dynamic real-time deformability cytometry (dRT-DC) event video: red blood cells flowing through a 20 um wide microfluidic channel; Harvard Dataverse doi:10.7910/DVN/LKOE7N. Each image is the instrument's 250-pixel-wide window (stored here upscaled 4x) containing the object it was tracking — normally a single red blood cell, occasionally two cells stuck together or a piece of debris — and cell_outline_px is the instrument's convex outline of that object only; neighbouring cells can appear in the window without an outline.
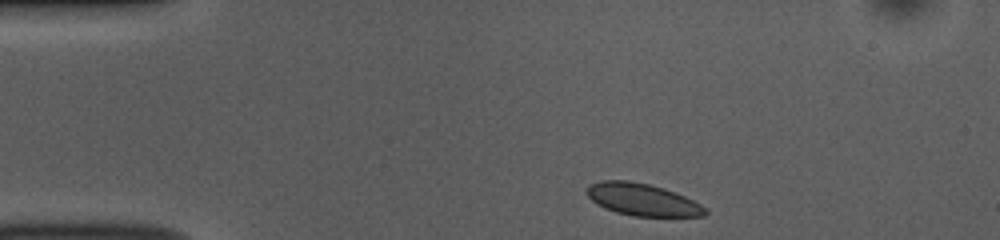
{"species": "common noctule bat (a hibernating species)", "species_latin": "Nyctalus noctula", "temperature_condition": "room temperature", "stored_images_in_passage": 44, "camera_frame_rate_fps": 3000, "um_per_image_px": 0.085, "animal": {"sex": "female", "body_mass_g": 10.0, "forearm_length_mm": 53.1}, "frame": {"image": 1, "passage_image": 1, "time_ms": 0.0, "image_size_px": [1000, 240], "cell_outline_px": [[708, 212], [704, 216], [632, 216], [616, 212], [604, 208], [596, 204], [588, 196], [588, 184], [600, 180], [628, 180], [648, 184], [664, 188], [684, 196], [700, 204]], "centroid_in_image_um": [54.57, 16.96], "position_along_channel_um": 30.4, "area_um2": 22.08}}
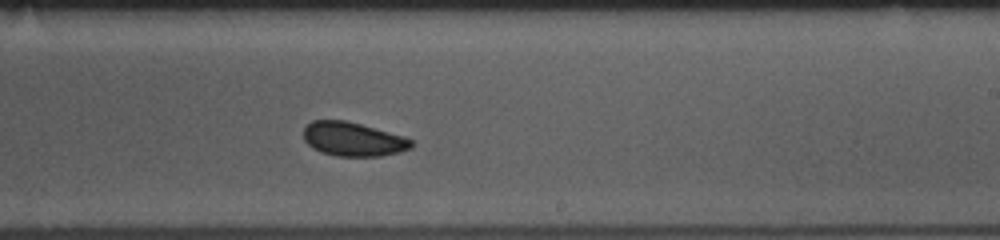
{"frame": {"image": 2, "passage_image": 23, "time_ms": 7.333, "image_size_px": [1000, 240], "cell_outline_px": [[412, 148], [400, 152], [380, 156], [336, 156], [320, 152], [312, 148], [304, 140], [304, 128], [312, 120], [344, 120], [360, 124], [404, 136], [412, 140]], "centroid_in_image_um": [30.0, 11.84], "position_along_channel_um": 259.0, "area_um2": 21.33}}
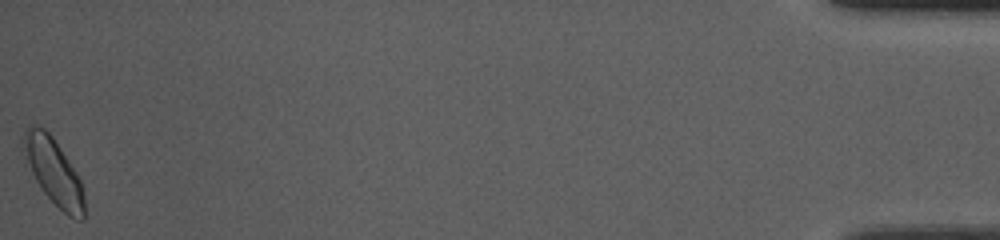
{"frame": {"image": 3, "passage_image": 44, "time_ms": 14.333, "image_size_px": [1000, 240], "cell_outline_px": [[84, 220], [76, 220], [68, 216], [44, 192], [36, 180], [32, 172], [28, 160], [24, 144], [24, 128], [28, 124], [36, 124], [44, 128], [52, 136], [76, 172], [80, 180], [84, 196]], "centroid_in_image_um": [4.59, 14.57], "position_along_channel_um": 430.6, "area_um2": 22.77}, "authors_computed_cell_mechanics": {"area_um2": 21.8773, "velocity_mm_per_s": 3.7987, "shape_relaxation_time_tau1_ms": 2.6675, "shape_relaxation_time_tau2_ms": 1.8338, "deformation_change_tau1": 0.0581, "deformation_change_tau2": 0.0306}}